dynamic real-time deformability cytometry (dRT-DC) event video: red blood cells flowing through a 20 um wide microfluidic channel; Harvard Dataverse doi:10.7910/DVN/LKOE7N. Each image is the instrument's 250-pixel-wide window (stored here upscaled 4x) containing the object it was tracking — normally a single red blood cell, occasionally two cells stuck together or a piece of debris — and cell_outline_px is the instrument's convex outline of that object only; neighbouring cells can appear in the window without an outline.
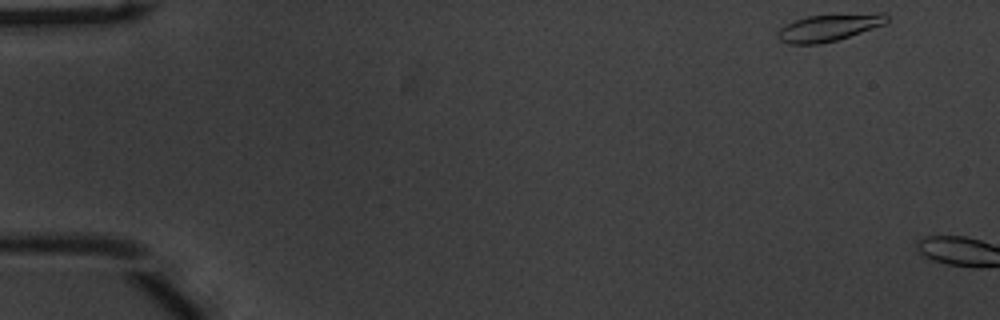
{"species": "common noctule bat (a hibernating species)", "species_latin": "Nyctalus noctula", "temperature_condition": "warm", "stored_images_in_passage": 4, "camera_frame_rate_fps": 3000, "um_per_image_px": 0.085, "animal": {"sex": "male", "body_mass_g": 20.1, "forearm_length_mm": 53.5}, "frame": {"image": 1, "passage_image": 1, "time_ms": 0.0, "image_size_px": [1000, 320], "cell_outline_px": [[892, 16], [884, 24], [836, 40], [820, 44], [788, 44], [780, 40], [776, 36], [776, 32], [780, 28], [796, 20], [808, 16], [876, 12], [884, 12]], "centroid_in_image_um": [70.49, 2.33], "position_along_channel_um": 14.5, "area_um2": 17.22}}